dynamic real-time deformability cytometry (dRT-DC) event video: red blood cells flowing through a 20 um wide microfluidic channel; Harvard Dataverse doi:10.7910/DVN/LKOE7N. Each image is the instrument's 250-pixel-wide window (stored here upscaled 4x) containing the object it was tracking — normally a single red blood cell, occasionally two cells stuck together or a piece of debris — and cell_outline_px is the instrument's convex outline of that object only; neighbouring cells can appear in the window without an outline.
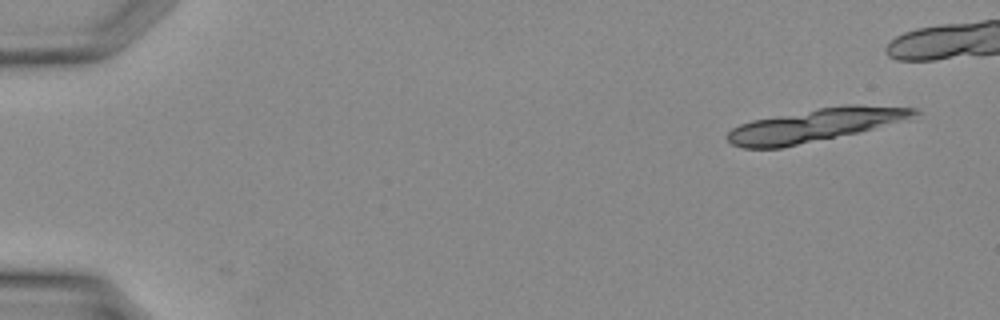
{"species": "Egyptian fruit bat (a non-hibernating species)", "species_latin": "Rousettus aegyptiacus", "temperature_condition": "warm", "stored_images_in_passage": 12, "camera_frame_rate_fps": 3000, "um_per_image_px": 0.085, "animal": {"sex": "female"}, "frame": {"image": 1, "passage_image": 1, "time_ms": 0.0, "image_size_px": [1000, 320], "cell_outline_px": [[920, 112], [872, 128], [856, 132], [780, 148], [744, 148], [732, 144], [728, 140], [728, 132], [732, 128], [740, 124], [752, 120], [820, 108], [848, 104], [856, 104], [916, 108]], "centroid_in_image_um": [69.16, 10.64], "position_along_channel_um": 15.8, "area_um2": 34.56}}